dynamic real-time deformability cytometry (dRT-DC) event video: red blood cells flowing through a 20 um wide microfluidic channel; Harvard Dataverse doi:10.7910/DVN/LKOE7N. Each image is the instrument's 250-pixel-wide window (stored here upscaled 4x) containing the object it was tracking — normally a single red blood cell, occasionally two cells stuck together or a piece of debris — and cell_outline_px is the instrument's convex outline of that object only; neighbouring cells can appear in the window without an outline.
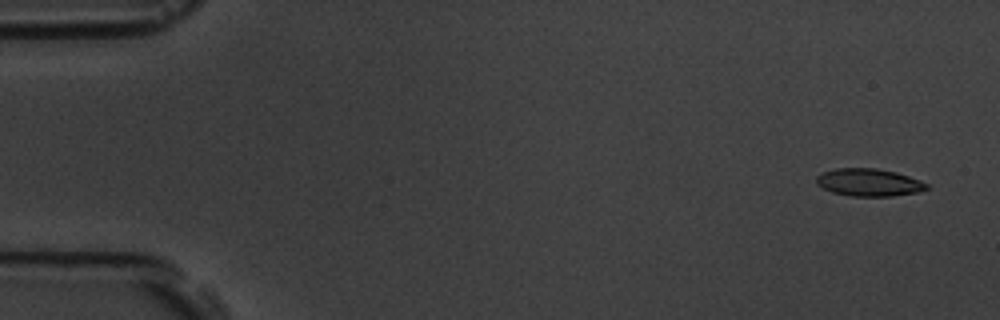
{"species": "common noctule bat (a hibernating species)", "species_latin": "Nyctalus noctula", "temperature_condition": "room temperature", "stored_images_in_passage": 5, "camera_frame_rate_fps": 3000, "um_per_image_px": 0.085, "animal": {"sex": "male", "body_mass_g": 19.5, "forearm_length_mm": 54.6}, "frame": {"image": 1, "passage_image": 1, "time_ms": 0.0, "image_size_px": [1000, 320], "cell_outline_px": [[928, 188], [920, 192], [892, 196], [852, 196], [832, 192], [816, 184], [816, 176], [824, 172], [836, 168], [876, 168], [896, 172], [920, 180], [928, 184]], "centroid_in_image_um": [73.87, 15.5], "position_along_channel_um": 11.1, "area_um2": 17.69}}
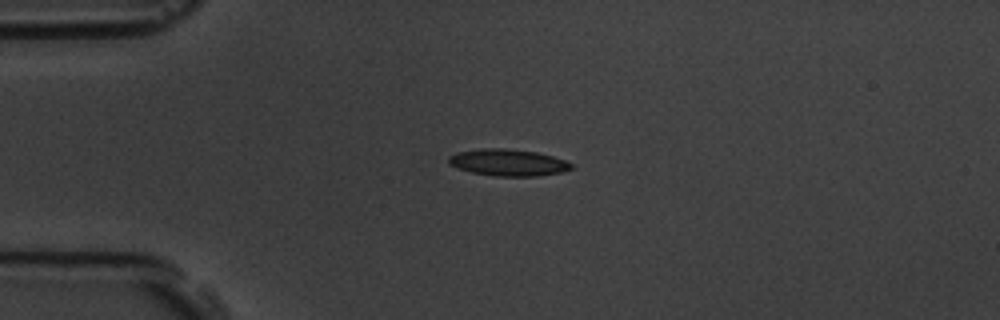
{"frame": {"image": 2, "passage_image": 4, "time_ms": 3.667, "image_size_px": [1000, 320], "cell_outline_px": [[572, 168], [560, 172], [536, 176], [496, 176], [472, 172], [448, 164], [448, 156], [456, 152], [484, 148], [504, 148], [536, 152], [552, 156], [564, 160], [572, 164]], "centroid_in_image_um": [43.15, 13.81], "position_along_channel_um": 41.8, "area_um2": 18.9}}